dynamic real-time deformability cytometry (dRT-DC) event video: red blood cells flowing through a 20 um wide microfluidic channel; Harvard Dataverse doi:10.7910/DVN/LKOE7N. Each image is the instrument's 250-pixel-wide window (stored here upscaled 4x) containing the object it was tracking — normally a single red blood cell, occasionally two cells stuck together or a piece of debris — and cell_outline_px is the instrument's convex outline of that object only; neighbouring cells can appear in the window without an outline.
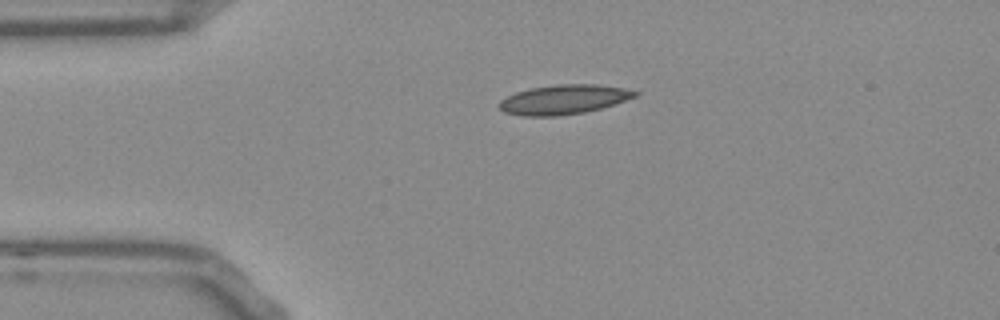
{"species": "Egyptian fruit bat (a non-hibernating species)", "species_latin": "Rousettus aegyptiacus", "temperature_condition": "room temperature", "stored_images_in_passage": 43, "camera_frame_rate_fps": 3000, "um_per_image_px": 0.085, "frame": {"image": 1, "passage_image": 1, "time_ms": 0.0, "image_size_px": [1000, 320], "cell_outline_px": [[640, 92], [636, 96], [600, 108], [584, 112], [556, 116], [524, 116], [504, 112], [496, 104], [500, 100], [516, 92], [528, 88], [556, 84], [596, 84], [624, 88]], "centroid_in_image_um": [47.86, 8.45], "position_along_channel_um": 37.1, "area_um2": 23.24}}
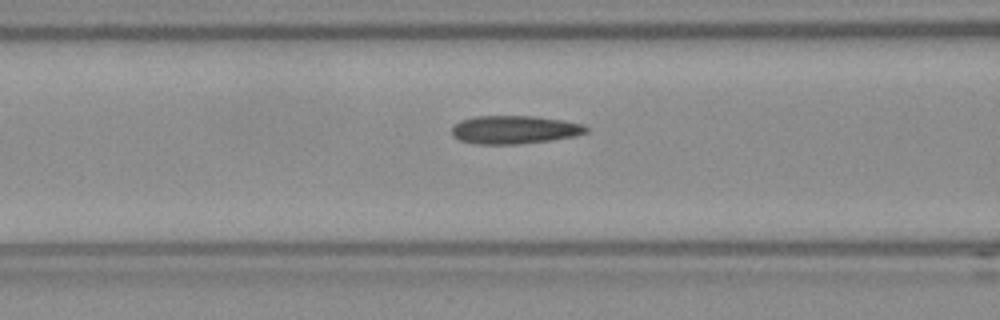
{"frame": {"image": 2, "passage_image": 10, "time_ms": 3.0, "image_size_px": [1000, 320], "cell_outline_px": [[588, 132], [576, 136], [548, 140], [516, 144], [476, 144], [460, 140], [452, 136], [452, 128], [460, 120], [476, 116], [536, 116], [564, 120], [584, 124], [588, 128]], "centroid_in_image_um": [43.75, 11.02], "position_along_channel_um": 122.9, "area_um2": 22.14}}
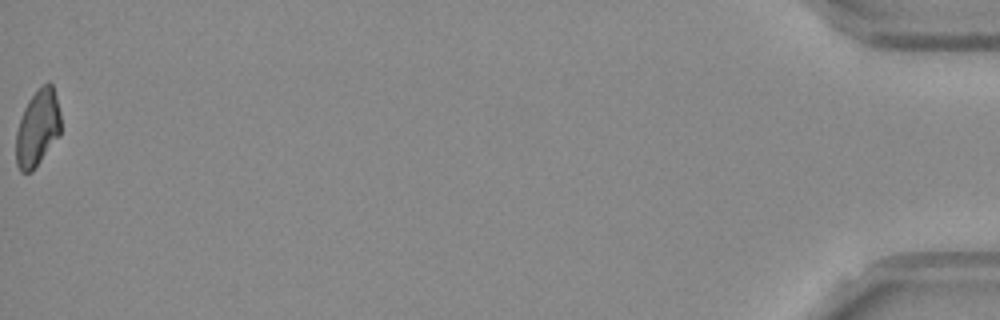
{"frame": {"image": 3, "passage_image": 43, "time_ms": 14.0, "image_size_px": [1000, 320], "cell_outline_px": [[60, 136], [32, 172], [20, 172], [16, 164], [16, 132], [24, 108], [28, 100], [48, 80], [52, 84], [56, 96], [60, 112]], "centroid_in_image_um": [3.2, 10.91], "position_along_channel_um": 432.0, "area_um2": 20.0}, "authors_computed_cell_mechanics": {"area_um2": 21.4438, "velocity_mm_per_s": 3.7786, "shape_relaxation_time_tau1_ms": null, "shape_relaxation_time_tau2_ms": 3.4615, "deformation_change_tau1": null, "deformation_change_tau2": 0.1054}}